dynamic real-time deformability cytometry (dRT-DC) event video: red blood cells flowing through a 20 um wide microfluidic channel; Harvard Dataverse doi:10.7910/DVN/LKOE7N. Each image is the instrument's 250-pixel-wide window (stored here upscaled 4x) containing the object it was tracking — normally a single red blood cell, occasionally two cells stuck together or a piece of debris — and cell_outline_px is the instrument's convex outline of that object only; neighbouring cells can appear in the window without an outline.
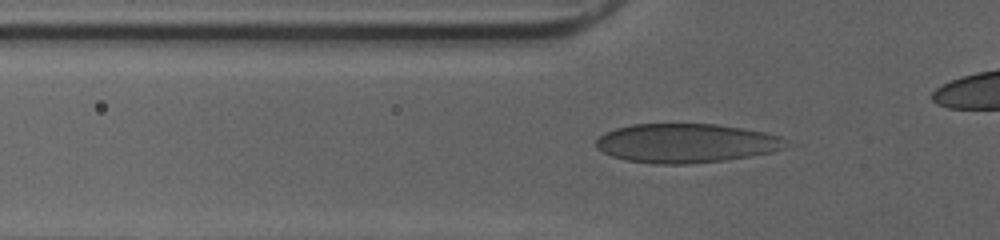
{"species": "human", "species_latin": "Homo sapiens", "temperature_condition": "cold", "stored_images_in_passage": 39, "camera_frame_rate_fps": 3000, "um_per_image_px": 0.085, "donor": {"sex": "female"}, "frame": {"image": 1, "passage_image": 14, "time_ms": 4.333, "image_size_px": [1000, 240], "cell_outline_px": [[788, 140], [784, 148], [772, 152], [724, 160], [692, 164], [656, 164], [624, 160], [612, 156], [596, 148], [596, 140], [604, 132], [616, 128], [632, 124], [716, 124], [764, 132], [780, 136]], "centroid_in_image_um": [58.29, 12.17], "position_along_channel_um": 67.5, "area_um2": 43.29}}
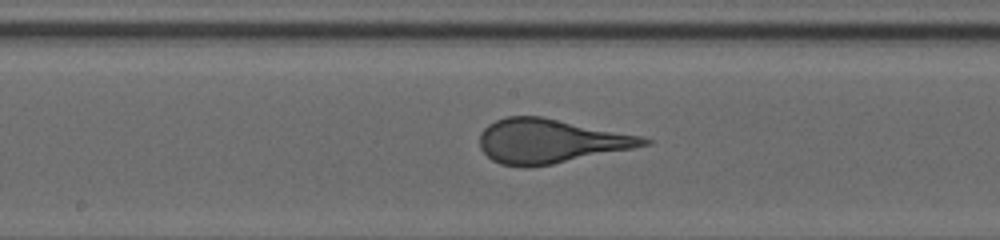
{"frame": {"image": 2, "passage_image": 24, "time_ms": 7.667, "image_size_px": [1000, 240], "cell_outline_px": [[652, 144], [552, 164], [528, 168], [520, 168], [500, 164], [492, 160], [480, 148], [480, 132], [488, 124], [496, 120], [508, 116], [544, 116], [644, 136], [652, 140]], "centroid_in_image_um": [46.77, 11.99], "position_along_channel_um": 201.4, "area_um2": 42.6}}
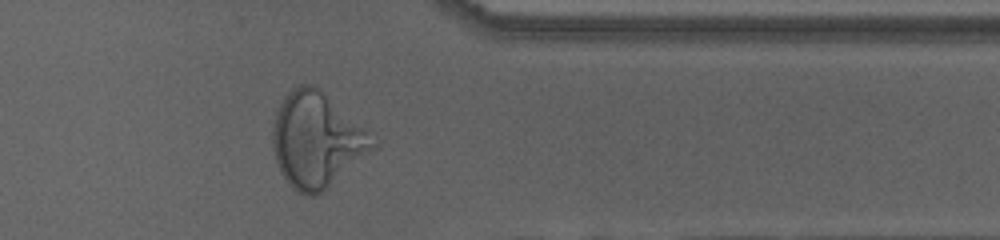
{"frame": {"image": 3, "passage_image": 38, "time_ms": 12.333, "image_size_px": [1000, 240], "cell_outline_px": [[380, 144], [376, 148], [316, 196], [308, 196], [292, 188], [280, 172], [272, 148], [272, 132], [276, 108], [284, 96], [292, 88], [300, 84], [316, 84]], "centroid_in_image_um": [26.87, 11.88], "position_along_channel_um": 384.5, "area_um2": 55.08}}